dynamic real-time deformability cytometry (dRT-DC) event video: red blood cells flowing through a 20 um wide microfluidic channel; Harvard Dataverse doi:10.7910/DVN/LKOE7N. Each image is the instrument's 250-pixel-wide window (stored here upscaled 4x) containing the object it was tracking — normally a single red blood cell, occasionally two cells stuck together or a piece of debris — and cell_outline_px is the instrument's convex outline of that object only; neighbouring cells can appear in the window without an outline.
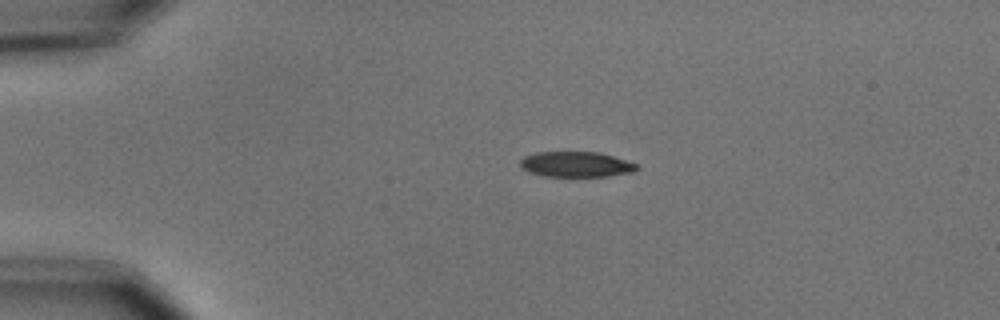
{"species": "common noctule bat (a hibernating species)", "species_latin": "Nyctalus noctula", "temperature_condition": "cold", "stored_images_in_passage": 5, "camera_frame_rate_fps": 3000, "um_per_image_px": 0.085, "animal": {"sex": "male", "body_mass_g": 15.6}, "frame": {"image": 1, "passage_image": 2, "time_ms": 2.333, "image_size_px": [1000, 320], "cell_outline_px": [[640, 168], [632, 172], [608, 176], [544, 176], [528, 172], [520, 168], [520, 160], [524, 156], [536, 152], [600, 152], [636, 164]], "centroid_in_image_um": [48.92, 13.97], "position_along_channel_um": 36.1, "area_um2": 17.22}}
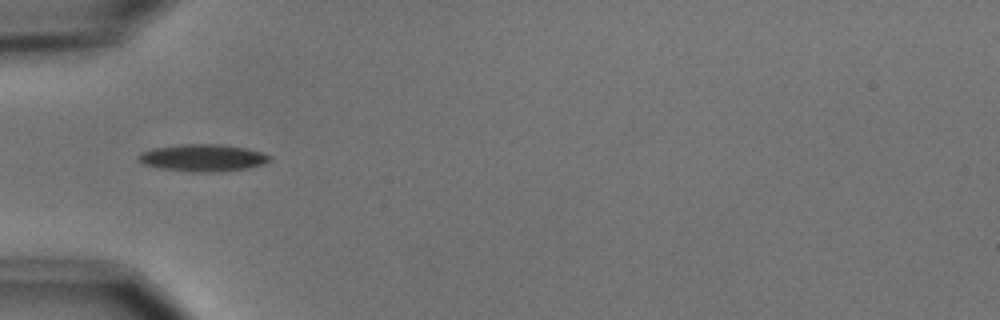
{"frame": {"image": 2, "passage_image": 4, "time_ms": 4.333, "image_size_px": [1000, 320], "cell_outline_px": [[272, 160], [264, 164], [248, 168], [216, 172], [192, 172], [160, 168], [144, 164], [136, 156], [140, 152], [152, 148], [180, 144], [220, 144], [244, 148], [260, 152], [272, 156]], "centroid_in_image_um": [17.24, 13.41], "position_along_channel_um": 67.8, "area_um2": 20.81}}
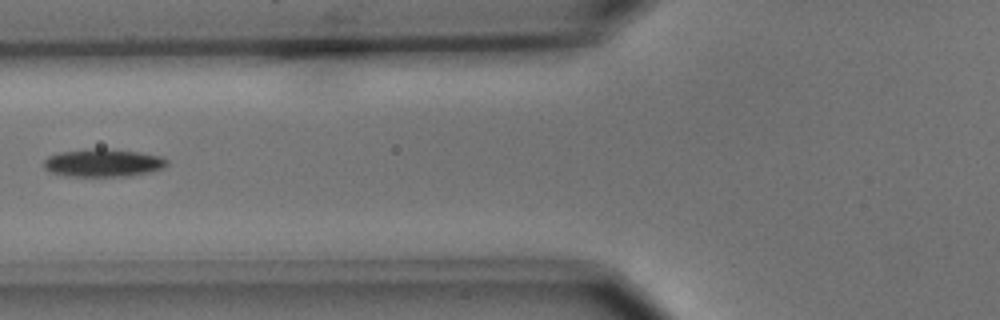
{"frame": {"image": 3, "passage_image": 5, "time_ms": 5.667, "image_size_px": [1000, 320], "cell_outline_px": [[168, 164], [164, 168], [148, 172], [128, 176], [68, 176], [52, 172], [44, 168], [44, 160], [48, 156], [60, 152], [92, 148], [104, 148], [140, 152], [164, 156], [168, 160]], "centroid_in_image_um": [8.81, 13.83], "position_along_channel_um": 117.0, "area_um2": 20.11}}